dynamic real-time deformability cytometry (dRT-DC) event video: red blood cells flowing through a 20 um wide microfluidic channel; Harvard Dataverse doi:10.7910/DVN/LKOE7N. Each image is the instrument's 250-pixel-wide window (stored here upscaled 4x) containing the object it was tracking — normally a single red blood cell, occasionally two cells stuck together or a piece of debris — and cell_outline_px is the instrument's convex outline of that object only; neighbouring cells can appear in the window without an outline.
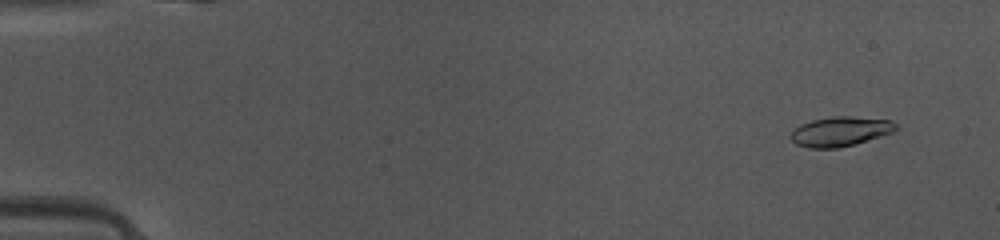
{"species": "common noctule bat (a hibernating species)", "species_latin": "Nyctalus noctula", "temperature_condition": "warm", "stored_images_in_passage": 49, "camera_frame_rate_fps": 3000, "um_per_image_px": 0.085, "animal": {"sex": "female", "body_mass_g": 10.0, "forearm_length_mm": 53.1}, "frame": {"image": 1, "passage_image": 4, "time_ms": 1.0, "image_size_px": [1000, 240], "cell_outline_px": [[900, 128], [892, 132], [856, 144], [840, 148], [808, 148], [796, 144], [788, 136], [800, 124], [812, 120], [832, 116], [848, 116], [892, 120]], "centroid_in_image_um": [71.43, 11.18], "position_along_channel_um": 13.6, "area_um2": 18.26}}
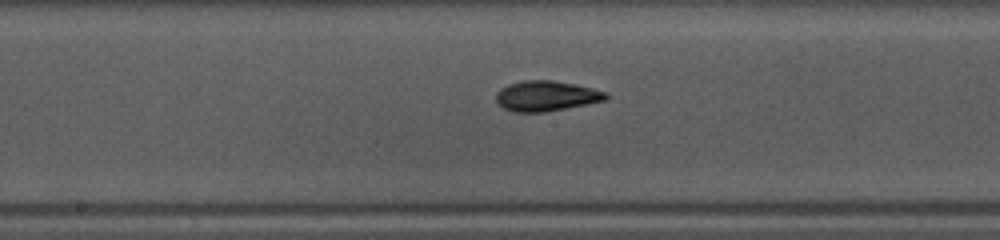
{"frame": {"image": 2, "passage_image": 26, "time_ms": 8.333, "image_size_px": [1000, 240], "cell_outline_px": [[608, 96], [604, 100], [544, 112], [516, 112], [504, 108], [496, 104], [496, 92], [500, 88], [508, 84], [524, 80], [552, 80], [592, 88], [608, 92]], "centroid_in_image_um": [46.37, 8.15], "position_along_channel_um": 201.8, "area_um2": 19.19}}
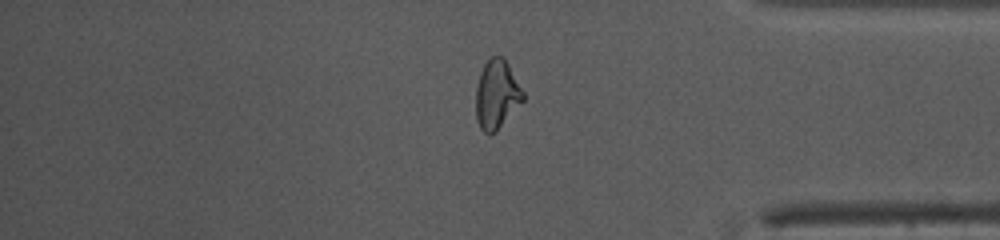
{"frame": {"image": 3, "passage_image": 41, "time_ms": 13.333, "image_size_px": [1000, 240], "cell_outline_px": [[524, 100], [496, 132], [484, 132], [480, 128], [476, 120], [476, 88], [480, 72], [484, 64], [492, 56], [500, 56], [508, 64], [524, 92]], "centroid_in_image_um": [42.22, 8.04], "position_along_channel_um": 393.0, "area_um2": 18.79}, "authors_computed_cell_mechanics": {"area_um2": 18.3804, "velocity_mm_per_s": 4.1429, "shape_relaxation_time_tau1_ms": 3.234, "shape_relaxation_time_tau2_ms": 1.9502, "deformation_change_tau1": 0.1728, "deformation_change_tau2": 0.0776}}